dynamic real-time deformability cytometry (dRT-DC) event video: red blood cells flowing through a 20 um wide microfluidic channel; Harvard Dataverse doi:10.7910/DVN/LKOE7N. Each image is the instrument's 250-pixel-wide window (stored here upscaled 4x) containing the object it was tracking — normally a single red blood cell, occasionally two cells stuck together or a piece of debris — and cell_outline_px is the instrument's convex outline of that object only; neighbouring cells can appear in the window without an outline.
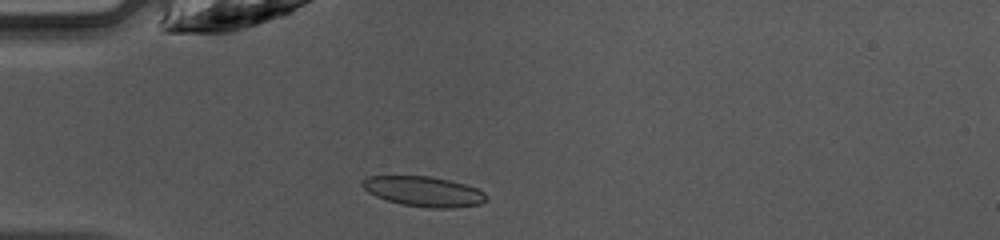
{"species": "common noctule bat (a hibernating species)", "species_latin": "Nyctalus noctula", "temperature_condition": "warm", "stored_images_in_passage": 39, "camera_frame_rate_fps": 3000, "um_per_image_px": 0.085, "animal": {"sex": "female", "body_mass_g": 10.0, "forearm_length_mm": 53.1}, "frame": {"image": 1, "passage_image": 5, "time_ms": 1.333, "image_size_px": [1000, 240], "cell_outline_px": [[488, 200], [480, 204], [452, 208], [428, 208], [404, 204], [388, 200], [376, 196], [368, 192], [360, 184], [368, 176], [428, 176], [448, 180], [464, 184], [476, 188], [484, 192], [488, 196]], "centroid_in_image_um": [36.05, 16.28], "position_along_channel_um": 49.0, "area_um2": 21.56}}
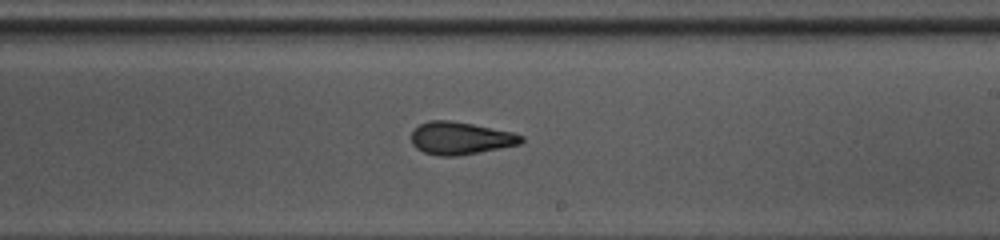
{"frame": {"image": 2, "passage_image": 20, "time_ms": 6.333, "image_size_px": [1000, 240], "cell_outline_px": [[524, 140], [520, 144], [500, 148], [456, 156], [440, 156], [424, 152], [416, 148], [412, 144], [412, 132], [420, 124], [428, 120], [448, 120], [472, 124], [512, 132], [524, 136]], "centroid_in_image_um": [39.13, 11.74], "position_along_channel_um": 249.9, "area_um2": 20.69}}
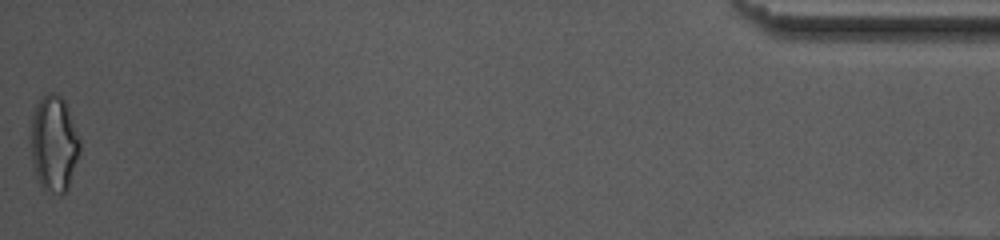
{"frame": {"image": 3, "passage_image": 39, "time_ms": 12.667, "image_size_px": [1000, 240], "cell_outline_px": [[80, 152], [68, 188], [64, 196], [60, 196], [44, 192], [36, 176], [32, 164], [32, 116], [36, 104], [48, 92], [56, 92], [64, 100], [80, 136]], "centroid_in_image_um": [4.61, 12.27], "position_along_channel_um": 430.6, "area_um2": 27.74}, "authors_computed_cell_mechanics": {"area_um2": 21.2704, "velocity_mm_per_s": 4.2496, "shape_relaxation_time_tau1_ms": 7.8069, "shape_relaxation_time_tau2_ms": 1.8717, "deformation_change_tau1": 0.1899, "deformation_change_tau2": 0.0831}}